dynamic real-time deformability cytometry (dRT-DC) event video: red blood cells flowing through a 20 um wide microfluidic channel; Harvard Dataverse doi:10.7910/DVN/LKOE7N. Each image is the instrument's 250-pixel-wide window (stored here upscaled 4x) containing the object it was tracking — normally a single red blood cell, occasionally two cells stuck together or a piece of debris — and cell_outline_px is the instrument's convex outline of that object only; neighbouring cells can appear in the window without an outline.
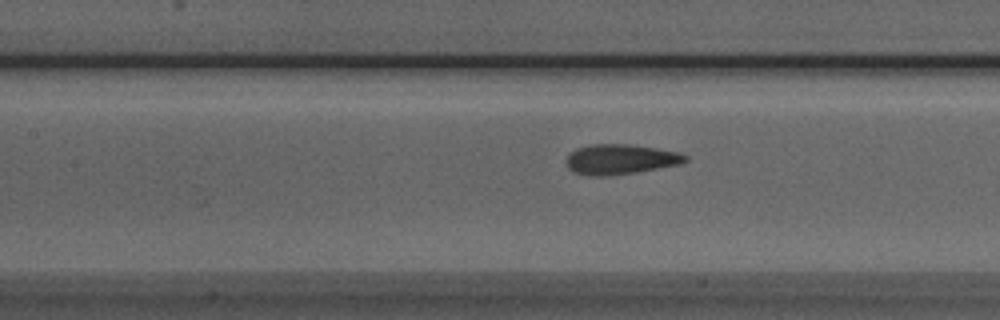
{"species": "Egyptian fruit bat (a non-hibernating species)", "species_latin": "Rousettus aegyptiacus", "temperature_condition": "room temperature", "stored_images_in_passage": 34, "camera_frame_rate_fps": 3000, "um_per_image_px": 0.085, "animal": {"sex": "male"}, "frame": {"image": 1, "passage_image": 16, "time_ms": 5.0, "image_size_px": [1000, 320], "cell_outline_px": [[688, 160], [680, 164], [636, 172], [600, 176], [596, 176], [576, 172], [568, 168], [568, 152], [576, 148], [592, 144], [628, 144], [656, 148], [680, 152], [688, 156]], "centroid_in_image_um": [52.77, 13.52], "position_along_channel_um": 154.6, "area_um2": 20.63}}
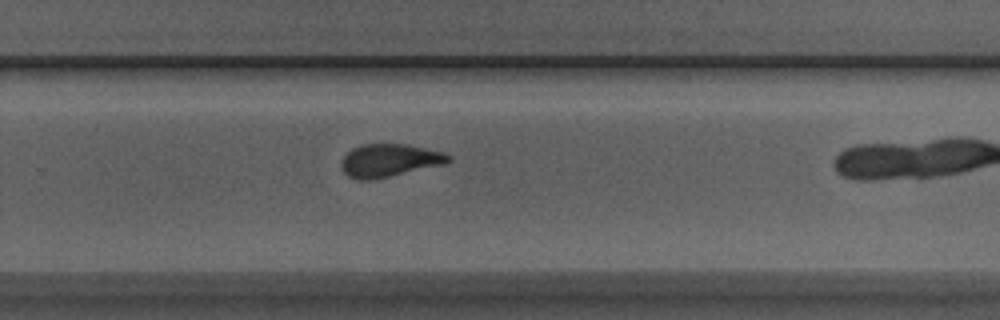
{"frame": {"image": 2, "passage_image": 27, "time_ms": 8.667, "image_size_px": [1000, 320], "cell_outline_px": [[452, 160], [444, 164], [372, 180], [356, 180], [348, 176], [344, 172], [340, 164], [340, 160], [352, 148], [360, 144], [408, 144], [444, 152], [452, 156]], "centroid_in_image_um": [33.09, 13.63], "position_along_channel_um": 296.7, "area_um2": 20.69}}
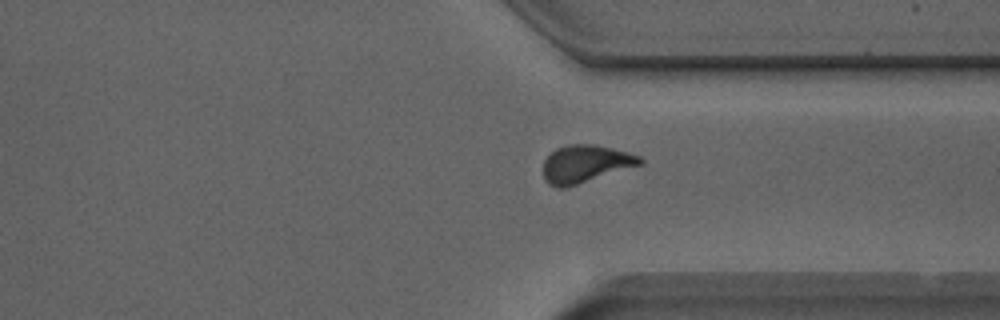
{"frame": {"image": 3, "passage_image": 32, "time_ms": 10.333, "image_size_px": [1000, 320], "cell_outline_px": [[644, 164], [564, 188], [556, 188], [548, 184], [544, 180], [544, 160], [556, 148], [568, 144], [592, 144], [612, 148], [628, 152], [640, 156], [644, 160]], "centroid_in_image_um": [49.77, 13.93], "position_along_channel_um": 361.6, "area_um2": 21.27}}